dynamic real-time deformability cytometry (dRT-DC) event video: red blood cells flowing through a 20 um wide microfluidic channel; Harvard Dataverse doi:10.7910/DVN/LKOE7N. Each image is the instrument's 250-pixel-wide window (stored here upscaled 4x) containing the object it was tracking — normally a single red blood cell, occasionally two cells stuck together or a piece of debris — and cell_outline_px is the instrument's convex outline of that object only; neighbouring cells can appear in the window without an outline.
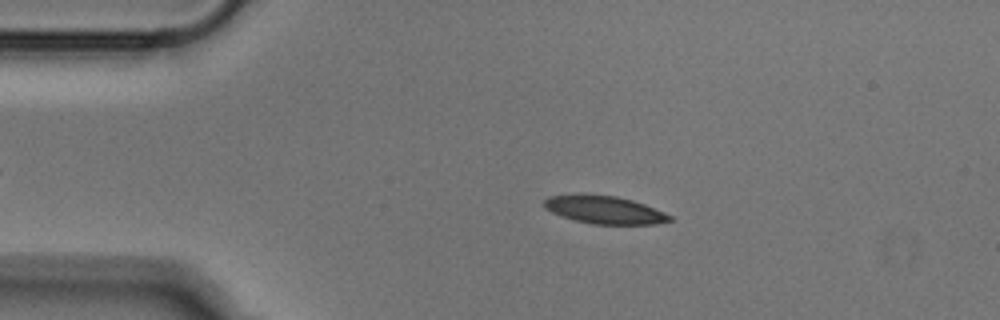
{"species": "Egyptian fruit bat (a non-hibernating species)", "species_latin": "Rousettus aegyptiacus", "temperature_condition": "cold", "stored_images_in_passage": 44, "camera_frame_rate_fps": 3000, "um_per_image_px": 0.085, "animal": {"sex": "male"}, "frame": {"image": 1, "passage_image": 9, "time_ms": 2.667, "image_size_px": [1000, 320], "cell_outline_px": [[672, 220], [656, 224], [592, 224], [560, 216], [544, 208], [544, 200], [548, 196], [584, 192], [616, 196], [632, 200], [644, 204], [664, 212], [672, 216]], "centroid_in_image_um": [51.33, 17.8], "position_along_channel_um": 33.7, "area_um2": 20.75}}
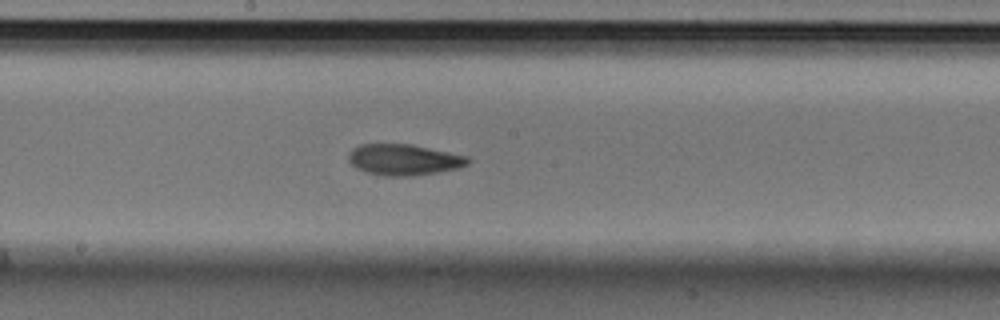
{"frame": {"image": 2, "passage_image": 26, "time_ms": 8.333, "image_size_px": [1000, 320], "cell_outline_px": [[472, 160], [468, 164], [460, 168], [440, 172], [412, 176], [384, 176], [364, 172], [356, 168], [348, 160], [348, 152], [352, 148], [360, 144], [412, 144], [468, 156]], "centroid_in_image_um": [34.33, 13.58], "position_along_channel_um": 213.9, "area_um2": 21.96}}
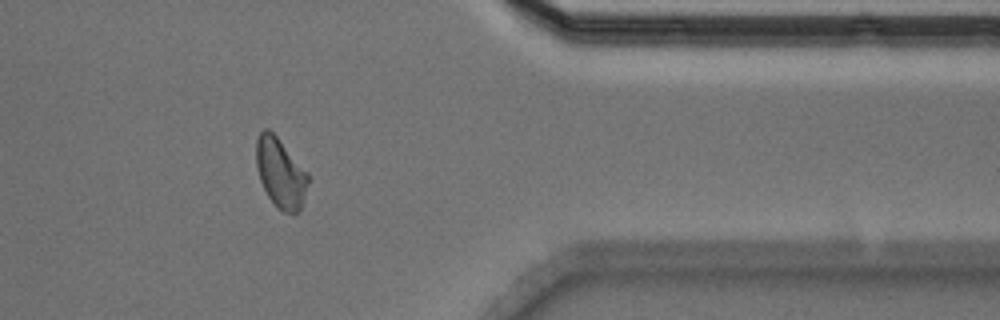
{"frame": {"image": 3, "passage_image": 41, "time_ms": 13.333, "image_size_px": [1000, 320], "cell_outline_px": [[308, 184], [300, 212], [284, 212], [268, 196], [260, 180], [256, 168], [256, 140], [260, 132], [264, 128], [268, 128], [276, 136], [308, 172]], "centroid_in_image_um": [23.84, 14.68], "position_along_channel_um": 387.6, "area_um2": 20.81}}